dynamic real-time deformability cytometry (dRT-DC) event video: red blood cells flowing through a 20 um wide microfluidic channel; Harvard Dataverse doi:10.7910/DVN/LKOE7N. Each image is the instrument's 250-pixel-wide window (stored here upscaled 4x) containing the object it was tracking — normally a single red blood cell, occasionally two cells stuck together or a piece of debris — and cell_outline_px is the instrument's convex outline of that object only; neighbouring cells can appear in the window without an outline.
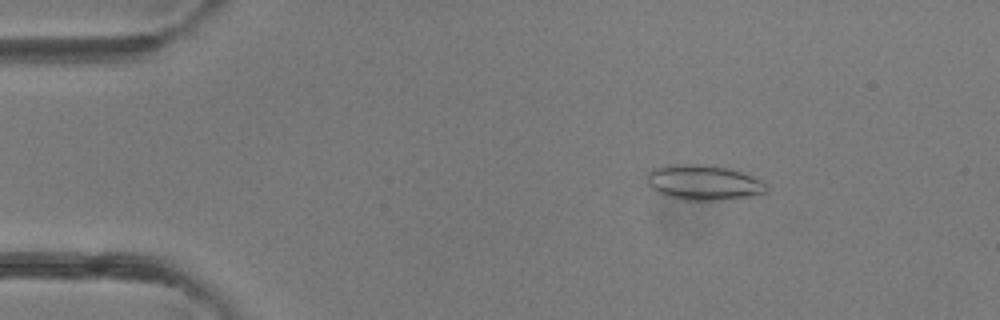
{"species": "common noctule bat (a hibernating species)", "species_latin": "Nyctalus noctula", "temperature_condition": "room temperature", "stored_images_in_passage": 3, "camera_frame_rate_fps": 3000, "um_per_image_px": 0.085, "animal": {"sex": "female"}, "frame": {"image": 1, "passage_image": 1, "time_ms": 0.0, "image_size_px": [1000, 320], "cell_outline_px": [[768, 192], [744, 196], [716, 200], [680, 200], [664, 196], [652, 188], [648, 184], [648, 172], [652, 168], [668, 164], [708, 164], [728, 168], [752, 176], [768, 184]], "centroid_in_image_um": [59.76, 15.5], "position_along_channel_um": 25.2, "area_um2": 24.51}}